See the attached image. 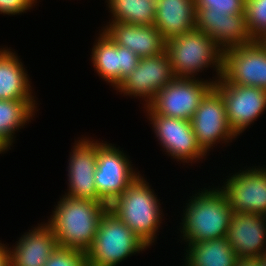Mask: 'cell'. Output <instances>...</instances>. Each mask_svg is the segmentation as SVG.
Segmentation results:
<instances>
[{
  "mask_svg": "<svg viewBox=\"0 0 266 266\" xmlns=\"http://www.w3.org/2000/svg\"><path fill=\"white\" fill-rule=\"evenodd\" d=\"M48 225L60 247L87 252L94 242L99 222L108 210L105 201L62 196Z\"/></svg>",
  "mask_w": 266,
  "mask_h": 266,
  "instance_id": "cell-1",
  "label": "cell"
},
{
  "mask_svg": "<svg viewBox=\"0 0 266 266\" xmlns=\"http://www.w3.org/2000/svg\"><path fill=\"white\" fill-rule=\"evenodd\" d=\"M197 194L188 200L179 228L187 245L226 237L233 213L219 187Z\"/></svg>",
  "mask_w": 266,
  "mask_h": 266,
  "instance_id": "cell-2",
  "label": "cell"
},
{
  "mask_svg": "<svg viewBox=\"0 0 266 266\" xmlns=\"http://www.w3.org/2000/svg\"><path fill=\"white\" fill-rule=\"evenodd\" d=\"M160 208L154 190L142 176L108 205V210L148 246L155 241L162 223Z\"/></svg>",
  "mask_w": 266,
  "mask_h": 266,
  "instance_id": "cell-3",
  "label": "cell"
},
{
  "mask_svg": "<svg viewBox=\"0 0 266 266\" xmlns=\"http://www.w3.org/2000/svg\"><path fill=\"white\" fill-rule=\"evenodd\" d=\"M166 53L175 77L194 78L212 64L218 75L216 81L221 78L223 51L205 32L194 29L169 39Z\"/></svg>",
  "mask_w": 266,
  "mask_h": 266,
  "instance_id": "cell-4",
  "label": "cell"
},
{
  "mask_svg": "<svg viewBox=\"0 0 266 266\" xmlns=\"http://www.w3.org/2000/svg\"><path fill=\"white\" fill-rule=\"evenodd\" d=\"M148 247L120 219L107 210L99 222L94 242L86 252L87 263L88 266H116Z\"/></svg>",
  "mask_w": 266,
  "mask_h": 266,
  "instance_id": "cell-5",
  "label": "cell"
},
{
  "mask_svg": "<svg viewBox=\"0 0 266 266\" xmlns=\"http://www.w3.org/2000/svg\"><path fill=\"white\" fill-rule=\"evenodd\" d=\"M216 80H198L176 77L162 88L144 108L148 114L189 120L195 114L200 102L214 87Z\"/></svg>",
  "mask_w": 266,
  "mask_h": 266,
  "instance_id": "cell-6",
  "label": "cell"
},
{
  "mask_svg": "<svg viewBox=\"0 0 266 266\" xmlns=\"http://www.w3.org/2000/svg\"><path fill=\"white\" fill-rule=\"evenodd\" d=\"M127 155L106 142L97 146L95 186L97 194L109 205L139 176L135 173Z\"/></svg>",
  "mask_w": 266,
  "mask_h": 266,
  "instance_id": "cell-7",
  "label": "cell"
},
{
  "mask_svg": "<svg viewBox=\"0 0 266 266\" xmlns=\"http://www.w3.org/2000/svg\"><path fill=\"white\" fill-rule=\"evenodd\" d=\"M221 78L266 91V48L258 41L223 51Z\"/></svg>",
  "mask_w": 266,
  "mask_h": 266,
  "instance_id": "cell-8",
  "label": "cell"
},
{
  "mask_svg": "<svg viewBox=\"0 0 266 266\" xmlns=\"http://www.w3.org/2000/svg\"><path fill=\"white\" fill-rule=\"evenodd\" d=\"M226 108L228 125L236 136L266 110V91L253 86L226 83L222 78L214 83Z\"/></svg>",
  "mask_w": 266,
  "mask_h": 266,
  "instance_id": "cell-9",
  "label": "cell"
},
{
  "mask_svg": "<svg viewBox=\"0 0 266 266\" xmlns=\"http://www.w3.org/2000/svg\"><path fill=\"white\" fill-rule=\"evenodd\" d=\"M190 122L198 145L206 154L216 143L237 137L228 125L225 102L214 87L202 99Z\"/></svg>",
  "mask_w": 266,
  "mask_h": 266,
  "instance_id": "cell-10",
  "label": "cell"
},
{
  "mask_svg": "<svg viewBox=\"0 0 266 266\" xmlns=\"http://www.w3.org/2000/svg\"><path fill=\"white\" fill-rule=\"evenodd\" d=\"M219 188L231 211L264 215L266 212V168L240 170Z\"/></svg>",
  "mask_w": 266,
  "mask_h": 266,
  "instance_id": "cell-11",
  "label": "cell"
},
{
  "mask_svg": "<svg viewBox=\"0 0 266 266\" xmlns=\"http://www.w3.org/2000/svg\"><path fill=\"white\" fill-rule=\"evenodd\" d=\"M166 51L140 58L137 67L116 88L121 94L145 98L148 105L155 95L175 79Z\"/></svg>",
  "mask_w": 266,
  "mask_h": 266,
  "instance_id": "cell-12",
  "label": "cell"
},
{
  "mask_svg": "<svg viewBox=\"0 0 266 266\" xmlns=\"http://www.w3.org/2000/svg\"><path fill=\"white\" fill-rule=\"evenodd\" d=\"M154 133L168 155L177 161L191 163L203 159L206 153L198 145L189 120L148 114ZM188 161V162H187Z\"/></svg>",
  "mask_w": 266,
  "mask_h": 266,
  "instance_id": "cell-13",
  "label": "cell"
},
{
  "mask_svg": "<svg viewBox=\"0 0 266 266\" xmlns=\"http://www.w3.org/2000/svg\"><path fill=\"white\" fill-rule=\"evenodd\" d=\"M196 29L205 32L222 50L250 44L245 14L226 15L205 7H196Z\"/></svg>",
  "mask_w": 266,
  "mask_h": 266,
  "instance_id": "cell-14",
  "label": "cell"
},
{
  "mask_svg": "<svg viewBox=\"0 0 266 266\" xmlns=\"http://www.w3.org/2000/svg\"><path fill=\"white\" fill-rule=\"evenodd\" d=\"M70 152L68 168L69 191L65 196L92 201H104L98 194L94 176L97 165V146L99 141L89 138L75 141Z\"/></svg>",
  "mask_w": 266,
  "mask_h": 266,
  "instance_id": "cell-15",
  "label": "cell"
},
{
  "mask_svg": "<svg viewBox=\"0 0 266 266\" xmlns=\"http://www.w3.org/2000/svg\"><path fill=\"white\" fill-rule=\"evenodd\" d=\"M99 35L92 48L91 61L98 75L116 89L137 67L140 57L130 49L117 45L104 32Z\"/></svg>",
  "mask_w": 266,
  "mask_h": 266,
  "instance_id": "cell-16",
  "label": "cell"
},
{
  "mask_svg": "<svg viewBox=\"0 0 266 266\" xmlns=\"http://www.w3.org/2000/svg\"><path fill=\"white\" fill-rule=\"evenodd\" d=\"M265 222L260 214L232 213L226 239L238 258H257L266 253Z\"/></svg>",
  "mask_w": 266,
  "mask_h": 266,
  "instance_id": "cell-17",
  "label": "cell"
},
{
  "mask_svg": "<svg viewBox=\"0 0 266 266\" xmlns=\"http://www.w3.org/2000/svg\"><path fill=\"white\" fill-rule=\"evenodd\" d=\"M102 31L117 45L126 47L138 57H149L166 51V41L155 25L139 26L129 23L108 22Z\"/></svg>",
  "mask_w": 266,
  "mask_h": 266,
  "instance_id": "cell-18",
  "label": "cell"
},
{
  "mask_svg": "<svg viewBox=\"0 0 266 266\" xmlns=\"http://www.w3.org/2000/svg\"><path fill=\"white\" fill-rule=\"evenodd\" d=\"M33 229L24 233L10 249V266H44L59 246L47 223Z\"/></svg>",
  "mask_w": 266,
  "mask_h": 266,
  "instance_id": "cell-19",
  "label": "cell"
},
{
  "mask_svg": "<svg viewBox=\"0 0 266 266\" xmlns=\"http://www.w3.org/2000/svg\"><path fill=\"white\" fill-rule=\"evenodd\" d=\"M155 27L165 41L196 29L194 0H157Z\"/></svg>",
  "mask_w": 266,
  "mask_h": 266,
  "instance_id": "cell-20",
  "label": "cell"
},
{
  "mask_svg": "<svg viewBox=\"0 0 266 266\" xmlns=\"http://www.w3.org/2000/svg\"><path fill=\"white\" fill-rule=\"evenodd\" d=\"M11 49H0V99L34 100L26 69Z\"/></svg>",
  "mask_w": 266,
  "mask_h": 266,
  "instance_id": "cell-21",
  "label": "cell"
},
{
  "mask_svg": "<svg viewBox=\"0 0 266 266\" xmlns=\"http://www.w3.org/2000/svg\"><path fill=\"white\" fill-rule=\"evenodd\" d=\"M186 252L185 266H235L238 259L226 237L191 243Z\"/></svg>",
  "mask_w": 266,
  "mask_h": 266,
  "instance_id": "cell-22",
  "label": "cell"
},
{
  "mask_svg": "<svg viewBox=\"0 0 266 266\" xmlns=\"http://www.w3.org/2000/svg\"><path fill=\"white\" fill-rule=\"evenodd\" d=\"M35 100H1L0 99V138L10 146L13 143L15 131L34 117Z\"/></svg>",
  "mask_w": 266,
  "mask_h": 266,
  "instance_id": "cell-23",
  "label": "cell"
},
{
  "mask_svg": "<svg viewBox=\"0 0 266 266\" xmlns=\"http://www.w3.org/2000/svg\"><path fill=\"white\" fill-rule=\"evenodd\" d=\"M112 21L139 26L154 25L157 0H107Z\"/></svg>",
  "mask_w": 266,
  "mask_h": 266,
  "instance_id": "cell-24",
  "label": "cell"
},
{
  "mask_svg": "<svg viewBox=\"0 0 266 266\" xmlns=\"http://www.w3.org/2000/svg\"><path fill=\"white\" fill-rule=\"evenodd\" d=\"M245 16L250 35L258 40L266 33V0H245Z\"/></svg>",
  "mask_w": 266,
  "mask_h": 266,
  "instance_id": "cell-25",
  "label": "cell"
},
{
  "mask_svg": "<svg viewBox=\"0 0 266 266\" xmlns=\"http://www.w3.org/2000/svg\"><path fill=\"white\" fill-rule=\"evenodd\" d=\"M44 266H88L87 253L58 246Z\"/></svg>",
  "mask_w": 266,
  "mask_h": 266,
  "instance_id": "cell-26",
  "label": "cell"
},
{
  "mask_svg": "<svg viewBox=\"0 0 266 266\" xmlns=\"http://www.w3.org/2000/svg\"><path fill=\"white\" fill-rule=\"evenodd\" d=\"M195 7H205L226 15L245 14V0H194Z\"/></svg>",
  "mask_w": 266,
  "mask_h": 266,
  "instance_id": "cell-27",
  "label": "cell"
},
{
  "mask_svg": "<svg viewBox=\"0 0 266 266\" xmlns=\"http://www.w3.org/2000/svg\"><path fill=\"white\" fill-rule=\"evenodd\" d=\"M35 0H0V14L17 15L31 9Z\"/></svg>",
  "mask_w": 266,
  "mask_h": 266,
  "instance_id": "cell-28",
  "label": "cell"
},
{
  "mask_svg": "<svg viewBox=\"0 0 266 266\" xmlns=\"http://www.w3.org/2000/svg\"><path fill=\"white\" fill-rule=\"evenodd\" d=\"M10 248L0 243V266H10Z\"/></svg>",
  "mask_w": 266,
  "mask_h": 266,
  "instance_id": "cell-29",
  "label": "cell"
},
{
  "mask_svg": "<svg viewBox=\"0 0 266 266\" xmlns=\"http://www.w3.org/2000/svg\"><path fill=\"white\" fill-rule=\"evenodd\" d=\"M235 266H259V257L257 258H238Z\"/></svg>",
  "mask_w": 266,
  "mask_h": 266,
  "instance_id": "cell-30",
  "label": "cell"
},
{
  "mask_svg": "<svg viewBox=\"0 0 266 266\" xmlns=\"http://www.w3.org/2000/svg\"><path fill=\"white\" fill-rule=\"evenodd\" d=\"M10 148V145L2 138H0V153H4Z\"/></svg>",
  "mask_w": 266,
  "mask_h": 266,
  "instance_id": "cell-31",
  "label": "cell"
},
{
  "mask_svg": "<svg viewBox=\"0 0 266 266\" xmlns=\"http://www.w3.org/2000/svg\"><path fill=\"white\" fill-rule=\"evenodd\" d=\"M259 266H266V253L259 256Z\"/></svg>",
  "mask_w": 266,
  "mask_h": 266,
  "instance_id": "cell-32",
  "label": "cell"
},
{
  "mask_svg": "<svg viewBox=\"0 0 266 266\" xmlns=\"http://www.w3.org/2000/svg\"><path fill=\"white\" fill-rule=\"evenodd\" d=\"M258 41L266 48V33L261 36Z\"/></svg>",
  "mask_w": 266,
  "mask_h": 266,
  "instance_id": "cell-33",
  "label": "cell"
},
{
  "mask_svg": "<svg viewBox=\"0 0 266 266\" xmlns=\"http://www.w3.org/2000/svg\"><path fill=\"white\" fill-rule=\"evenodd\" d=\"M263 217H264V219H265V221H266V212H265V214L263 215Z\"/></svg>",
  "mask_w": 266,
  "mask_h": 266,
  "instance_id": "cell-34",
  "label": "cell"
}]
</instances>
